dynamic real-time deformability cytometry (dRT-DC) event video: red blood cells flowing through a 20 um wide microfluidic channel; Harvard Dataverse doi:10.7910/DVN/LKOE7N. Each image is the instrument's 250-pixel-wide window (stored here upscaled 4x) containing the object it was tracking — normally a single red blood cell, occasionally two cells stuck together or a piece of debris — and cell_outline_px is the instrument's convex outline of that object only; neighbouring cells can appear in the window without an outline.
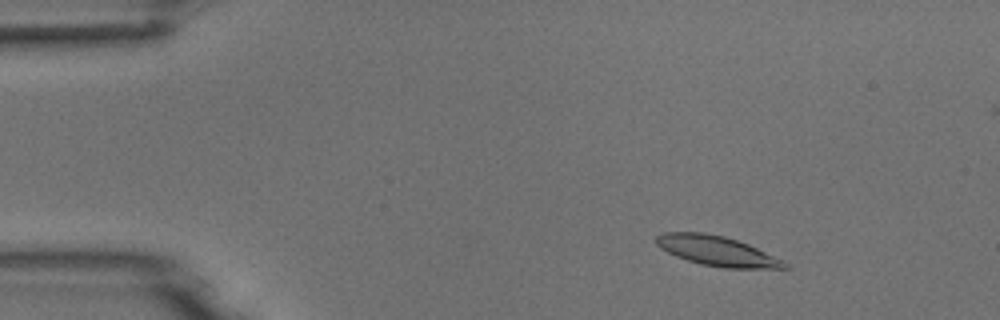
{"species": "common noctule bat (a hibernating species)", "species_latin": "Nyctalus noctula", "temperature_condition": "room temperature", "stored_images_in_passage": 5, "camera_frame_rate_fps": 3000, "um_per_image_px": 0.085, "animal": {"sex": "male", "body_mass_g": 18.8}, "frame": {"image": 1, "passage_image": 2, "time_ms": 0.333, "image_size_px": [1000, 320], "cell_outline_px": [[788, 268], [724, 268], [700, 264], [676, 256], [660, 248], [656, 244], [656, 236], [664, 232], [704, 232], [724, 236], [748, 244], [784, 260], [788, 264]], "centroid_in_image_um": [60.94, 21.33], "position_along_channel_um": 24.1, "area_um2": 22.25}}
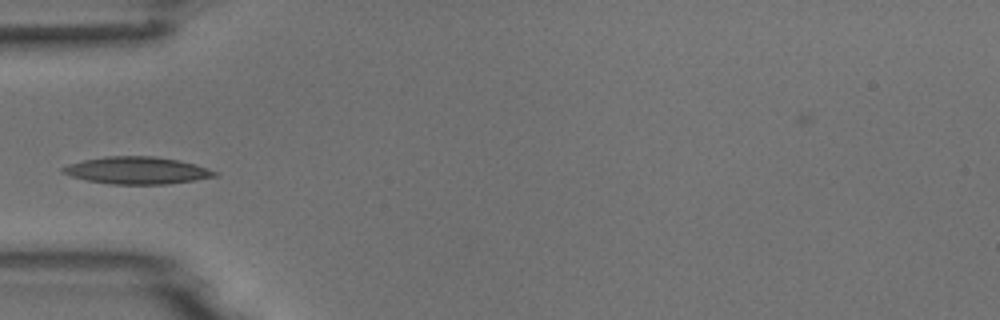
{"frame": {"image": 2, "passage_image": 5, "time_ms": 1.333, "image_size_px": [1000, 320], "cell_outline_px": [[220, 172], [216, 176], [196, 180], [168, 184], [112, 184], [88, 180], [72, 176], [60, 172], [60, 168], [68, 164], [84, 160], [104, 156], [156, 156], [180, 160], [196, 164]], "centroid_in_image_um": [11.68, 14.48], "position_along_channel_um": 73.3, "area_um2": 24.22}}